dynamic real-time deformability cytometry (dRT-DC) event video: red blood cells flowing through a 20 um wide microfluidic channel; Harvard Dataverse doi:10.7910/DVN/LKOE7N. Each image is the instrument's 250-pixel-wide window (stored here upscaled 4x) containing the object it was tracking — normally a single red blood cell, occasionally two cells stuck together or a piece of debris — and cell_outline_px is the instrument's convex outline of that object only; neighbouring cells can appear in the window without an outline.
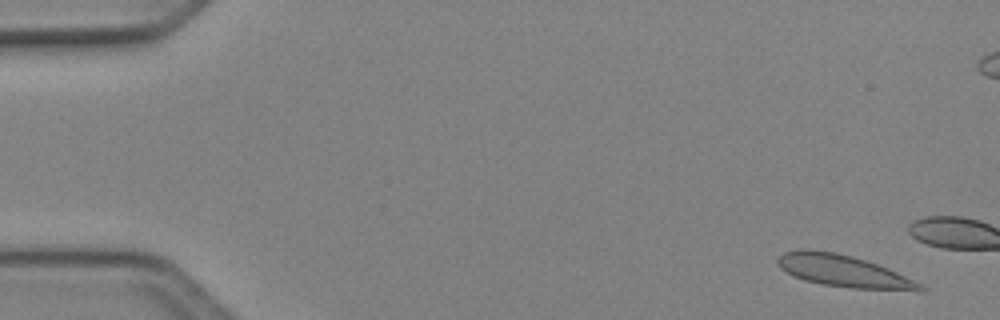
{"species": "Egyptian fruit bat (a non-hibernating species)", "species_latin": "Rousettus aegyptiacus", "temperature_condition": "cold", "stored_images_in_passage": 13, "camera_frame_rate_fps": 3000, "um_per_image_px": 0.085, "animal": {"sex": "female"}, "frame": {"image": 1, "passage_image": 3, "time_ms": 0.667, "image_size_px": [1000, 320], "cell_outline_px": [[924, 292], [916, 292], [852, 288], [824, 284], [804, 280], [780, 268], [776, 260], [784, 252], [804, 248], [808, 248], [836, 252], [852, 256], [888, 268], [920, 284], [924, 288]], "centroid_in_image_um": [71.72, 23.04], "position_along_channel_um": 13.3, "area_um2": 26.47}}